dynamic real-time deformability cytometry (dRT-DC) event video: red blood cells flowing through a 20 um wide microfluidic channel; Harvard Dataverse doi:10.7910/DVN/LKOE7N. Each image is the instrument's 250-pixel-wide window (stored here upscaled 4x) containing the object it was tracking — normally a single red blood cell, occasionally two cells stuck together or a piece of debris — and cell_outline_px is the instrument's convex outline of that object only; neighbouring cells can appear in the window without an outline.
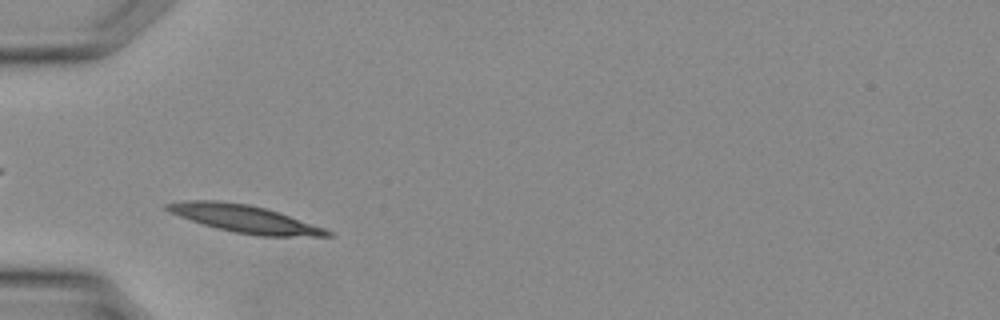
{"species": "Egyptian fruit bat (a non-hibernating species)", "species_latin": "Rousettus aegyptiacus", "temperature_condition": "warm", "stored_images_in_passage": 22, "camera_frame_rate_fps": 3000, "um_per_image_px": 0.085, "animal": {"sex": "female"}, "frame": {"image": 1, "passage_image": 1, "time_ms": 0.0, "image_size_px": [1000, 320], "cell_outline_px": [[336, 236], [256, 236], [216, 228], [168, 212], [164, 208], [164, 204], [184, 200], [216, 200], [248, 204], [280, 212], [324, 228], [332, 232]], "centroid_in_image_um": [20.79, 18.59], "position_along_channel_um": 64.2, "area_um2": 25.61}}
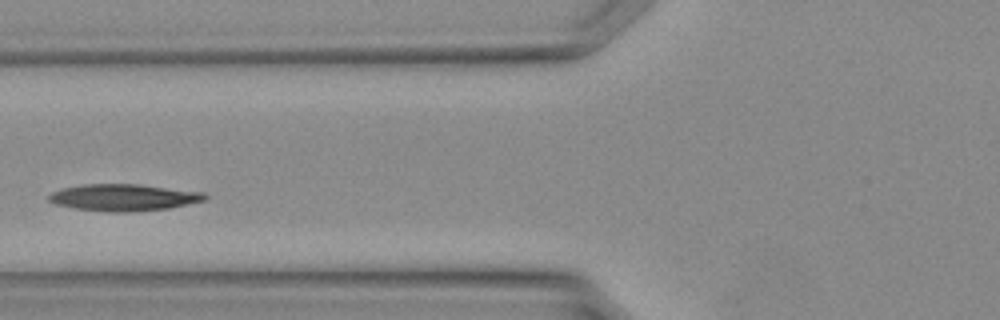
{"frame": {"image": 2, "passage_image": 4, "time_ms": 1.0, "image_size_px": [1000, 320], "cell_outline_px": [[208, 200], [168, 208], [128, 212], [108, 212], [76, 208], [56, 204], [48, 200], [48, 196], [52, 192], [60, 188], [84, 184], [140, 184], [204, 192], [208, 196]], "centroid_in_image_um": [10.54, 16.77], "position_along_channel_um": 115.3, "area_um2": 24.45}}